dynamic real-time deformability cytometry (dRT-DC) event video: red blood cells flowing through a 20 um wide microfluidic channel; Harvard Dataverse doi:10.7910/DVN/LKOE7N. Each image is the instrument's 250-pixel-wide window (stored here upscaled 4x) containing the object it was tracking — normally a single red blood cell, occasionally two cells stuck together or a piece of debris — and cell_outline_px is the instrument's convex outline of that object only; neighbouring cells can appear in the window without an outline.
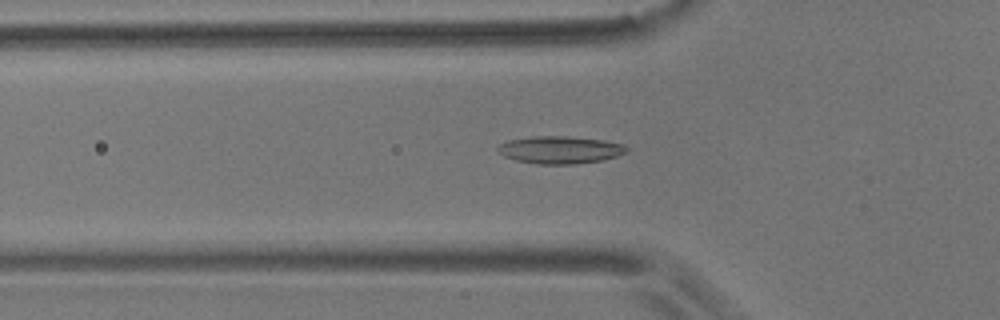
{"species": "common noctule bat (a hibernating species)", "species_latin": "Nyctalus noctula", "temperature_condition": "room temperature", "stored_images_in_passage": 55, "camera_frame_rate_fps": 3000, "um_per_image_px": 0.085, "animal": {"sex": "male", "body_mass_g": 17.9}, "frame": {"image": 1, "passage_image": 18, "time_ms": 5.667, "image_size_px": [1000, 320], "cell_outline_px": [[628, 152], [616, 156], [600, 160], [572, 164], [536, 164], [516, 160], [504, 156], [496, 148], [500, 144], [508, 140], [532, 136], [568, 136], [604, 140], [624, 144], [628, 148]], "centroid_in_image_um": [47.61, 12.73], "position_along_channel_um": 78.2, "area_um2": 20.58}}
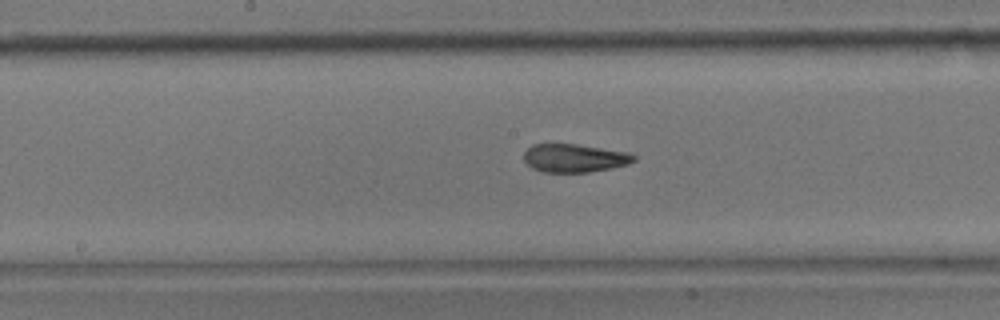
{"frame": {"image": 2, "passage_image": 28, "time_ms": 9.0, "image_size_px": [1000, 320], "cell_outline_px": [[636, 160], [628, 164], [612, 168], [588, 172], [540, 172], [532, 168], [524, 160], [524, 152], [532, 144], [576, 144], [628, 152], [636, 156]], "centroid_in_image_um": [48.83, 13.44], "position_along_channel_um": 199.4, "area_um2": 18.15}}
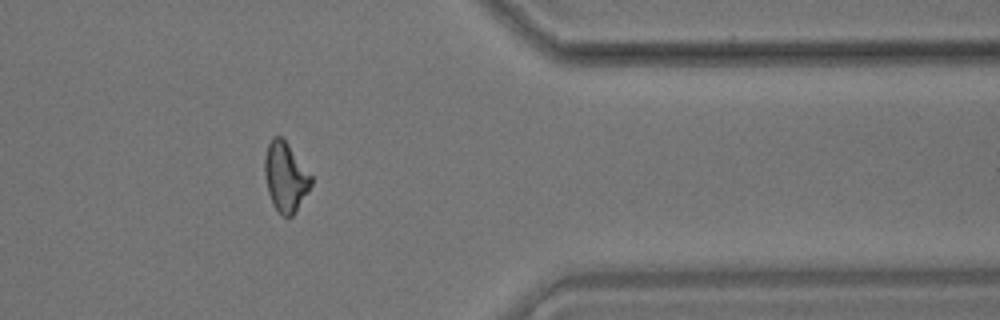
{"frame": {"image": 3, "passage_image": 45, "time_ms": 14.667, "image_size_px": [1000, 320], "cell_outline_px": [[312, 184], [308, 192], [292, 216], [284, 216], [272, 204], [268, 192], [264, 176], [264, 160], [268, 144], [272, 136], [280, 136], [288, 144], [312, 176]], "centroid_in_image_um": [24.25, 15.03], "position_along_channel_um": 387.1, "area_um2": 18.61}, "authors_computed_cell_mechanics": {"area_um2": 18.785, "velocity_mm_per_s": 3.6082, "shape_relaxation_time_tau1_ms": 5.0942, "shape_relaxation_time_tau2_ms": 2.3021, "deformation_change_tau1": 0.1582, "deformation_change_tau2": 0.0813}}